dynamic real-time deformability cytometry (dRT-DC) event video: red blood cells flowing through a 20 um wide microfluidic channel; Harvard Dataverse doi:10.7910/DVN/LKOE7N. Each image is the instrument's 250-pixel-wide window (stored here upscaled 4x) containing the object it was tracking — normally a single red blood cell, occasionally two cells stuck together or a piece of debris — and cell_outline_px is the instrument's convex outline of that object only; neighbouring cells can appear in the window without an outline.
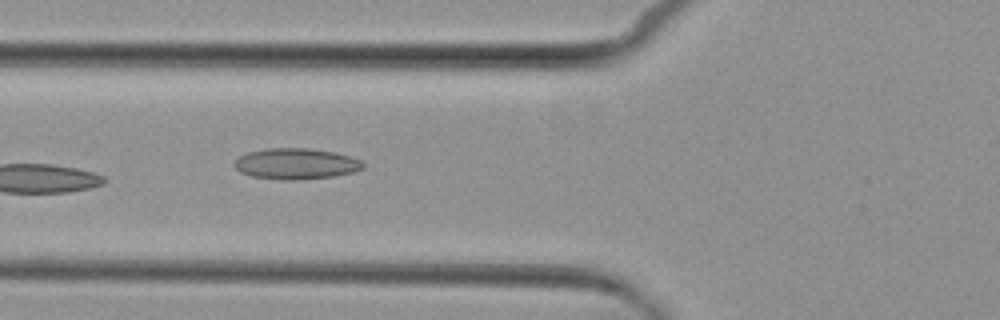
{"species": "common noctule bat (a hibernating species)", "species_latin": "Nyctalus noctula", "temperature_condition": "cold", "stored_images_in_passage": 7, "camera_frame_rate_fps": 3000, "um_per_image_px": 0.085, "animal": {"sex": "female", "body_mass_g": 29.2, "forearm_length_mm": 56.3}, "frame": {"image": 1, "passage_image": 5, "time_ms": 4.667, "image_size_px": [1000, 320], "cell_outline_px": [[364, 168], [352, 172], [332, 176], [296, 180], [284, 180], [252, 176], [240, 172], [232, 164], [240, 156], [248, 152], [268, 148], [308, 148], [332, 152], [352, 156], [360, 160], [364, 164]], "centroid_in_image_um": [25.15, 13.91], "position_along_channel_um": 100.7, "area_um2": 23.06}}
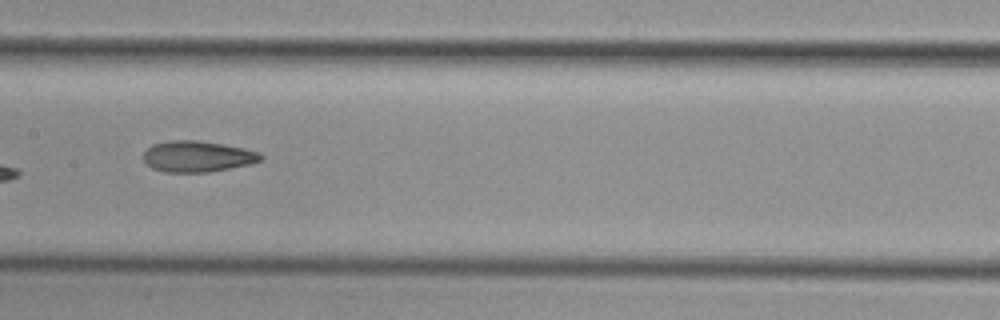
{"frame": {"image": 2, "passage_image": 7, "time_ms": 7.0, "image_size_px": [1000, 320], "cell_outline_px": [[264, 160], [252, 164], [208, 172], [164, 172], [152, 168], [144, 160], [144, 152], [152, 144], [168, 140], [196, 140], [224, 144], [244, 148], [260, 152], [264, 156]], "centroid_in_image_um": [16.83, 13.29], "position_along_channel_um": 190.6, "area_um2": 21.44}}